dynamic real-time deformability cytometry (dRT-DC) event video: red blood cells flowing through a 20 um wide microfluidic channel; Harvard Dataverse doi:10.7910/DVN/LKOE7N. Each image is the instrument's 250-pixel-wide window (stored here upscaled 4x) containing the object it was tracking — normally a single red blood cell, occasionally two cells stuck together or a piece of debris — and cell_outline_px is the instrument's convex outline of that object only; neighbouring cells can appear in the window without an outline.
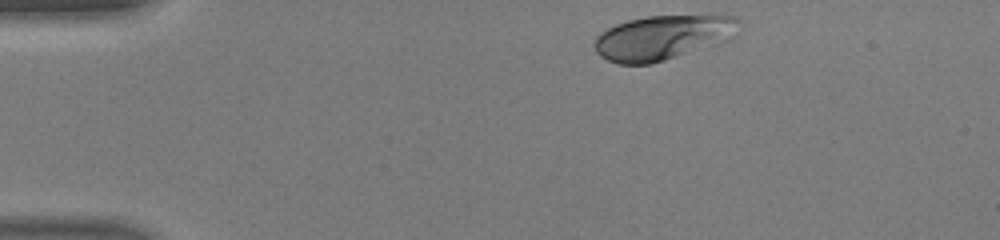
{"species": "human", "species_latin": "Homo sapiens", "temperature_condition": "warm", "stored_images_in_passage": 34, "camera_frame_rate_fps": 3000, "um_per_image_px": 0.085, "donor": {"sex": "male"}, "frame": {"image": 1, "passage_image": 1, "time_ms": 0.0, "image_size_px": [1000, 240], "cell_outline_px": [[740, 20], [732, 40], [652, 64], [616, 64], [600, 56], [596, 52], [592, 44], [596, 36], [600, 32], [616, 24], [628, 20], [648, 16], [708, 12], [712, 12], [736, 16]], "centroid_in_image_um": [56.41, 3.14], "position_along_channel_um": 28.6, "area_um2": 39.07}}
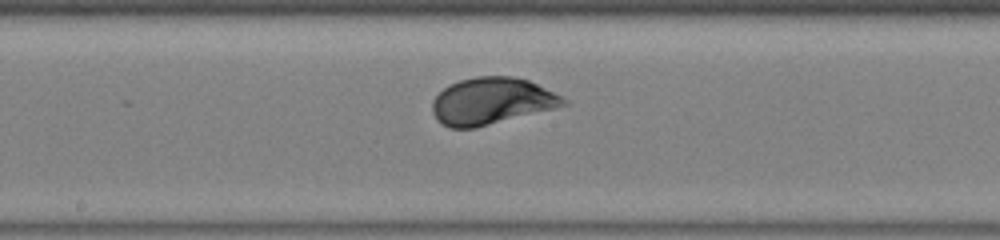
{"frame": {"image": 2, "passage_image": 18, "time_ms": 5.667, "image_size_px": [1000, 240], "cell_outline_px": [[572, 104], [476, 128], [448, 128], [436, 120], [432, 112], [432, 100], [448, 84], [460, 80], [476, 76], [512, 76], [528, 80], [564, 96]], "centroid_in_image_um": [41.81, 8.6], "position_along_channel_um": 206.4, "area_um2": 36.24}}
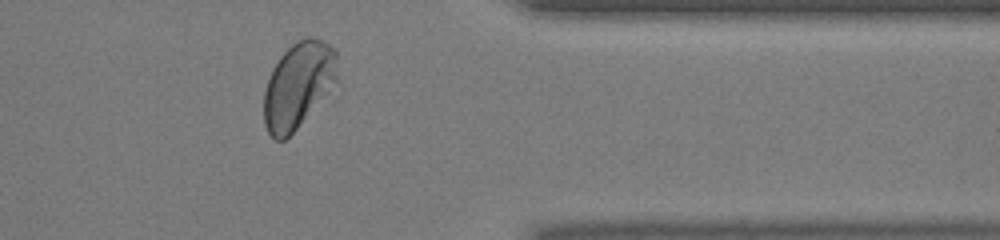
{"frame": {"image": 3, "passage_image": 31, "time_ms": 10.0, "image_size_px": [1000, 240], "cell_outline_px": [[336, 88], [284, 140], [276, 140], [268, 132], [264, 124], [264, 92], [272, 68], [280, 56], [296, 40], [308, 36], [312, 36], [328, 44], [336, 52]], "centroid_in_image_um": [25.37, 7.23], "position_along_channel_um": 386.0, "area_um2": 36.99}, "authors_computed_cell_mechanics": {"area_um2": 35.3447, "velocity_mm_per_s": 4.4192, "shape_relaxation_time_tau1_ms": 1.443, "shape_relaxation_time_tau2_ms": null, "deformation_change_tau1": 0.1389, "deformation_change_tau2": null}}